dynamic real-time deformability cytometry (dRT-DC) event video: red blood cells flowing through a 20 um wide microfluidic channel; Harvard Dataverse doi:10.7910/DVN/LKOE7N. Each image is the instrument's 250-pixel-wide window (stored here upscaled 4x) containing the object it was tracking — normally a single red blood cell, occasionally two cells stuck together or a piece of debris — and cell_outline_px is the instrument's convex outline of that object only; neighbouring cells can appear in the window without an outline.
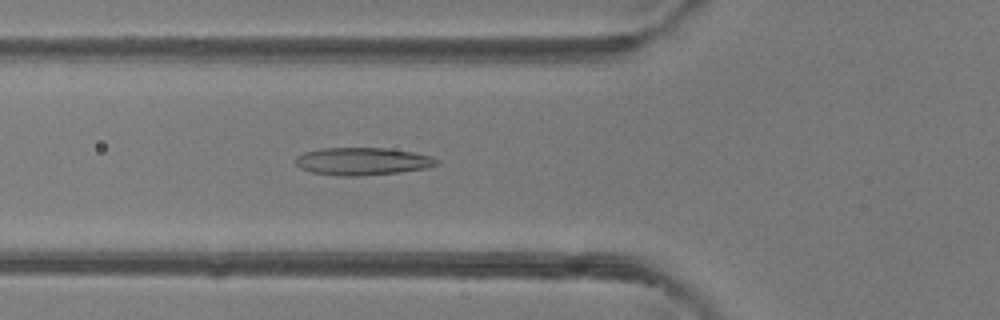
{"species": "common noctule bat (a hibernating species)", "species_latin": "Nyctalus noctula", "temperature_condition": "room temperature", "stored_images_in_passage": 42, "camera_frame_rate_fps": 3000, "um_per_image_px": 0.085, "animal": {"sex": "female"}, "frame": {"image": 1, "passage_image": 12, "time_ms": 3.667, "image_size_px": [1000, 320], "cell_outline_px": [[440, 164], [428, 168], [400, 172], [360, 176], [340, 176], [312, 172], [300, 168], [296, 164], [296, 156], [304, 152], [320, 148], [384, 148], [412, 152], [432, 156], [440, 160]], "centroid_in_image_um": [30.84, 13.71], "position_along_channel_um": 95.0, "area_um2": 22.83}}
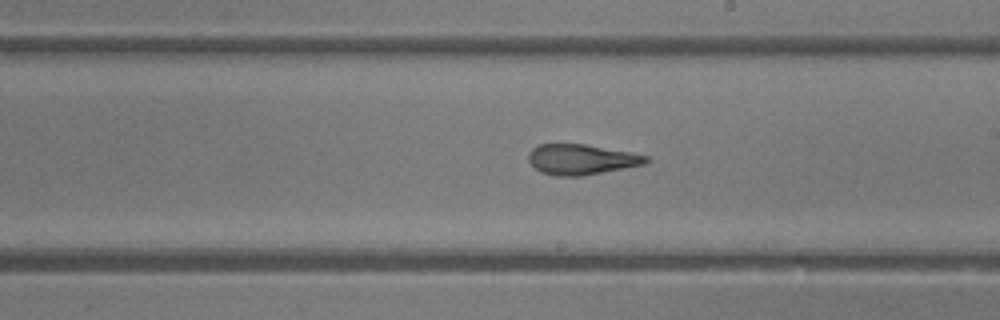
{"frame": {"image": 2, "passage_image": 22, "time_ms": 7.0, "image_size_px": [1000, 320], "cell_outline_px": [[652, 160], [644, 164], [624, 168], [580, 176], [556, 176], [540, 172], [528, 160], [528, 152], [532, 148], [540, 144], [584, 144], [632, 152], [648, 156]], "centroid_in_image_um": [49.42, 13.54], "position_along_channel_um": 239.6, "area_um2": 20.81}}
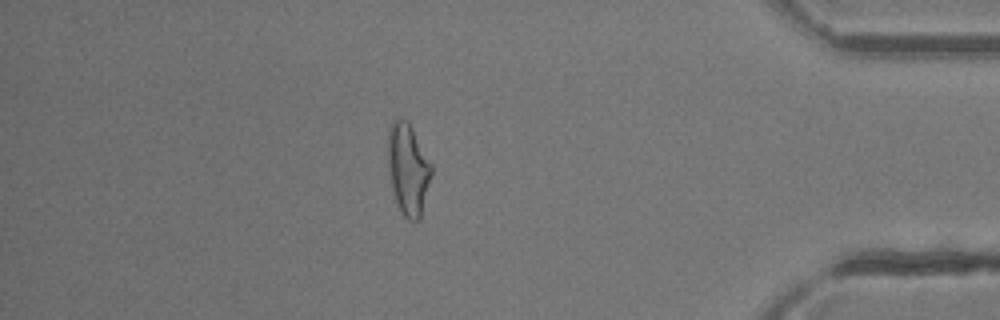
{"frame": {"image": 3, "passage_image": 36, "time_ms": 11.667, "image_size_px": [1000, 320], "cell_outline_px": [[432, 172], [420, 220], [408, 220], [400, 212], [392, 188], [388, 172], [388, 128], [392, 120], [396, 116], [400, 116], [408, 120], [432, 164]], "centroid_in_image_um": [34.67, 14.32], "position_along_channel_um": 400.5, "area_um2": 23.52}, "authors_computed_cell_mechanics": {"area_um2": 22.7443, "velocity_mm_per_s": 4.3217, "shape_relaxation_time_tau1_ms": 8.9456, "shape_relaxation_time_tau2_ms": 1.6188, "deformation_change_tau1": 0.2751, "deformation_change_tau2": 0.1086}}